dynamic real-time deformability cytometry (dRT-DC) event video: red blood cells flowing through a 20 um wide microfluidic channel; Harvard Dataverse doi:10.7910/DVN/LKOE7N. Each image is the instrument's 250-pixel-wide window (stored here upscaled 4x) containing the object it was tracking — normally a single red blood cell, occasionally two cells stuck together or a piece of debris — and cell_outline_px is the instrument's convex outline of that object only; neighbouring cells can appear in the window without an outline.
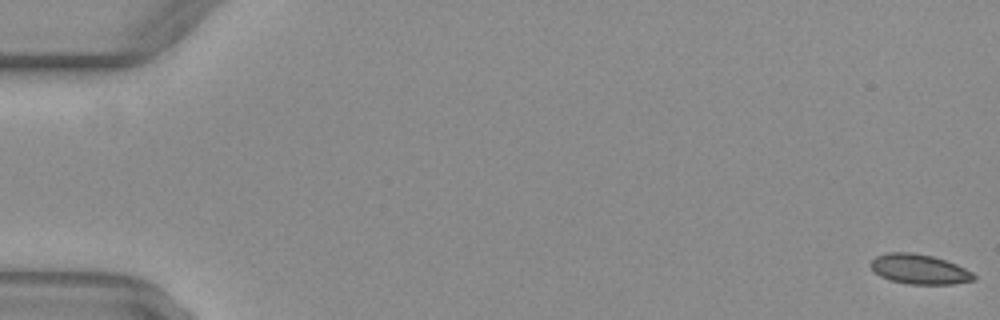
{"species": "common noctule bat (a hibernating species)", "species_latin": "Nyctalus noctula", "temperature_condition": "warm", "stored_images_in_passage": 52, "camera_frame_rate_fps": 3000, "um_per_image_px": 0.085, "animal": {"sex": "female", "body_mass_g": 29.2, "forearm_length_mm": 56.3}, "frame": {"image": 1, "passage_image": 1, "time_ms": 0.0, "image_size_px": [1000, 320], "cell_outline_px": [[976, 280], [952, 284], [908, 284], [892, 280], [880, 276], [872, 268], [872, 260], [876, 256], [888, 252], [912, 252], [932, 256], [956, 264], [972, 272], [976, 276]], "centroid_in_image_um": [78.17, 22.88], "position_along_channel_um": 6.8, "area_um2": 17.74}}
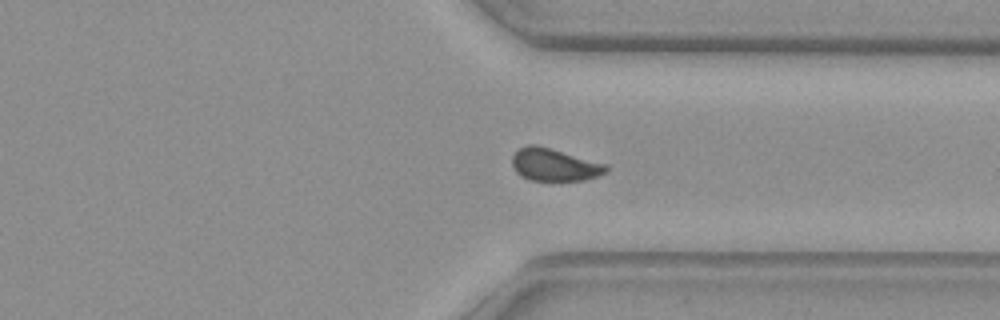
{"frame": {"image": 2, "passage_image": 40, "time_ms": 13.0, "image_size_px": [1000, 320], "cell_outline_px": [[608, 172], [584, 180], [528, 180], [520, 176], [516, 172], [512, 164], [512, 156], [520, 148], [528, 144], [536, 144], [608, 164]], "centroid_in_image_um": [47.12, 14.0], "position_along_channel_um": 364.3, "area_um2": 17.86}}
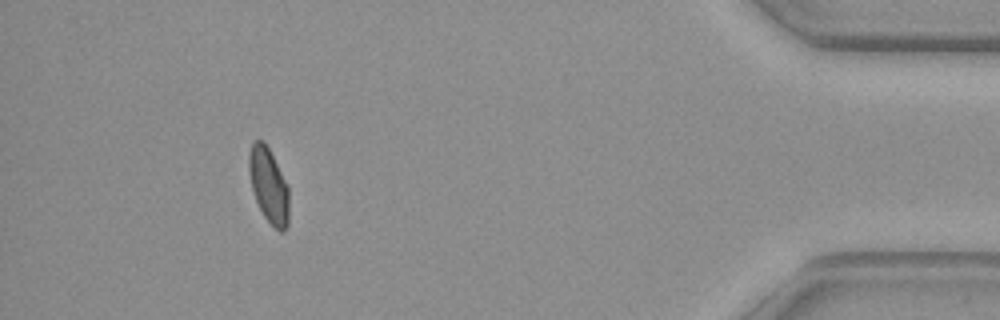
{"frame": {"image": 3, "passage_image": 48, "time_ms": 15.667, "image_size_px": [1000, 320], "cell_outline_px": [[288, 224], [284, 232], [280, 232], [264, 216], [256, 200], [252, 188], [248, 168], [248, 156], [252, 140], [264, 140], [288, 184]], "centroid_in_image_um": [22.83, 15.72], "position_along_channel_um": 412.4, "area_um2": 17.46}, "authors_computed_cell_mechanics": {"area_um2": 18.2937, "velocity_mm_per_s": 4.0729, "shape_relaxation_time_tau1_ms": null, "shape_relaxation_time_tau2_ms": 1.1841, "deformation_change_tau1": null, "deformation_change_tau2": 0.0611}}